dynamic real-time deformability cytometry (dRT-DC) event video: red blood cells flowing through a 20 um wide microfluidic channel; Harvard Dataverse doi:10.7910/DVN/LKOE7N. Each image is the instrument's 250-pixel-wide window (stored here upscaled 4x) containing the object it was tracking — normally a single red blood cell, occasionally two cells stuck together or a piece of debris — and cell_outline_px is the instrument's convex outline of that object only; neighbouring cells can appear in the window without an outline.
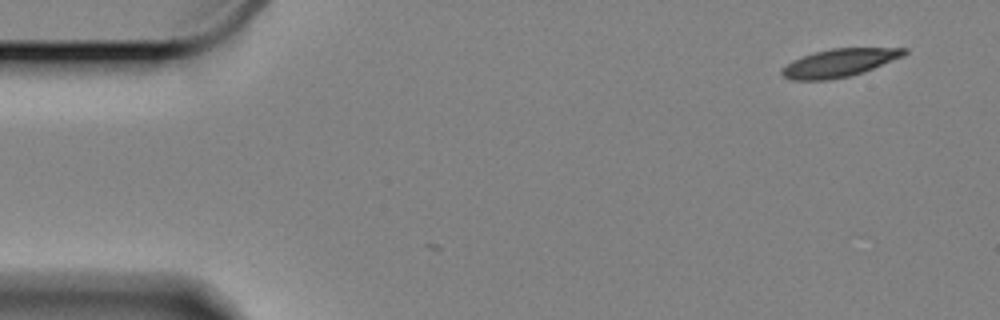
{"species": "Egyptian fruit bat (a non-hibernating species)", "species_latin": "Rousettus aegyptiacus", "temperature_condition": "cold", "stored_images_in_passage": 3, "camera_frame_rate_fps": 3000, "um_per_image_px": 0.085, "animal": {"sex": "female"}, "frame": {"image": 1, "passage_image": 1, "time_ms": 0.0, "image_size_px": [1000, 320], "cell_outline_px": [[908, 52], [904, 56], [872, 68], [848, 76], [828, 80], [792, 80], [784, 76], [780, 72], [780, 68], [792, 60], [816, 52], [832, 48], [908, 48]], "centroid_in_image_um": [71.31, 5.34], "position_along_channel_um": 13.7, "area_um2": 19.71}}